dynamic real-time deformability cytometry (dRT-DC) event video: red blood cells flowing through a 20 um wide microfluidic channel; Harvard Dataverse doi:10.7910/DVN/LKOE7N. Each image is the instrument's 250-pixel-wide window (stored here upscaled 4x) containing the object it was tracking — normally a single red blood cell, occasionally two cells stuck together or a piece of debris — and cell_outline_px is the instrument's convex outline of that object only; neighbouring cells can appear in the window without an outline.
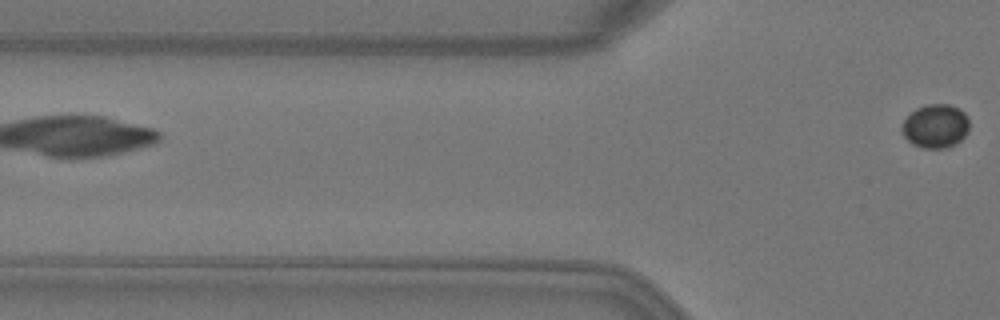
{"species": "Egyptian fruit bat (a non-hibernating species)", "species_latin": "Rousettus aegyptiacus", "temperature_condition": "warm", "stored_images_in_passage": 3, "camera_frame_rate_fps": 3000, "um_per_image_px": 0.085, "animal": {"sex": "female"}, "frame": {"image": 1, "passage_image": 3, "time_ms": 0.667, "image_size_px": [1000, 320], "cell_outline_px": [[968, 132], [956, 144], [948, 148], [920, 148], [912, 144], [904, 136], [900, 128], [904, 120], [916, 108], [928, 104], [948, 104], [964, 112], [968, 116]], "centroid_in_image_um": [79.51, 10.73], "position_along_channel_um": 46.3, "area_um2": 17.22}}